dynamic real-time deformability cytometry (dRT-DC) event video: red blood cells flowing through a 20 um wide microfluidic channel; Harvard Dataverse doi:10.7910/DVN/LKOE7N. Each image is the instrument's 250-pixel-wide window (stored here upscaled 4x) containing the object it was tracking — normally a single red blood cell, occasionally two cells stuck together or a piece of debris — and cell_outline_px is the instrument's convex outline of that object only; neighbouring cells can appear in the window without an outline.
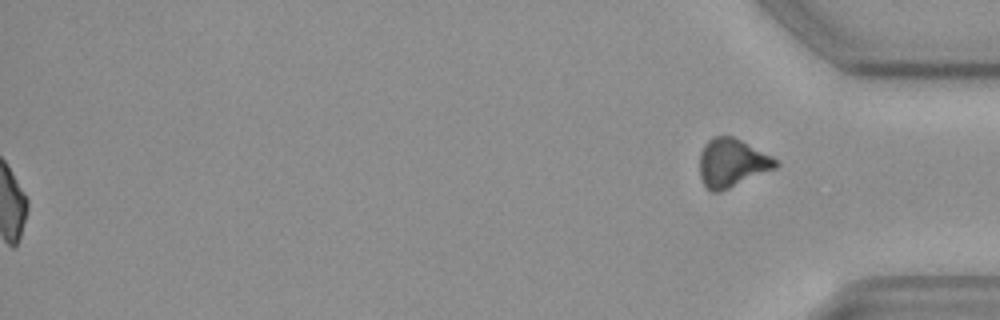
{"species": "common noctule bat (a hibernating species)", "species_latin": "Nyctalus noctula", "temperature_condition": "cold", "stored_images_in_passage": 58, "segment_of_instrument_passage": [2, 2], "camera_frame_rate_fps": 3000, "um_per_image_px": 0.085, "animal": {"sex": "female", "body_mass_g": 19.3, "forearm_length_mm": 54.1}, "frame": {"image": 1, "passage_image": 58, "time_ms": 19.0, "image_size_px": [1000, 320], "cell_outline_px": [[780, 164], [776, 168], [720, 192], [712, 192], [704, 184], [700, 176], [700, 152], [704, 144], [712, 136], [732, 136], [772, 156]], "centroid_in_image_um": [62.2, 13.84], "position_along_channel_um": 373.0, "area_um2": 21.33}}